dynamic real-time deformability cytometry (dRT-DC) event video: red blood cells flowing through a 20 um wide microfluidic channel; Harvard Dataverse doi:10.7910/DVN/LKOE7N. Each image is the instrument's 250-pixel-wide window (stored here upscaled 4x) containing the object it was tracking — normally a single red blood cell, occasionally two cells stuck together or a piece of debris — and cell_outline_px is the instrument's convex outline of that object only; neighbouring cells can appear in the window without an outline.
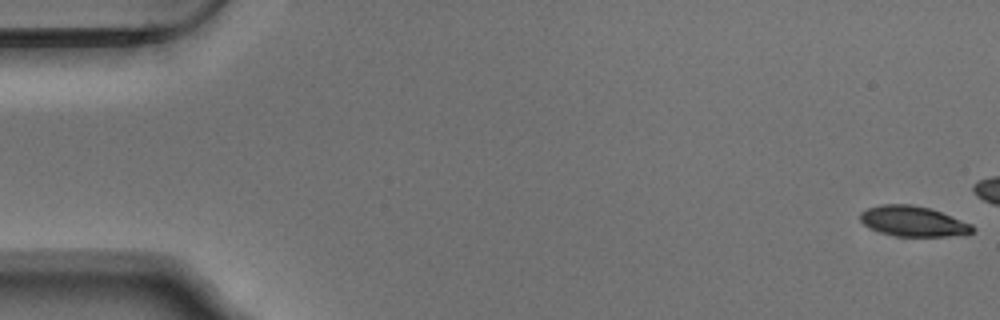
{"species": "Egyptian fruit bat (a non-hibernating species)", "species_latin": "Rousettus aegyptiacus", "temperature_condition": "warm", "stored_images_in_passage": 16, "camera_frame_rate_fps": 3000, "um_per_image_px": 0.085, "animal": {"sex": "male"}, "frame": {"image": 1, "passage_image": 1, "time_ms": 0.0, "image_size_px": [1000, 320], "cell_outline_px": [[976, 228], [972, 232], [948, 236], [896, 236], [880, 232], [864, 224], [860, 220], [860, 212], [868, 208], [880, 204], [912, 204], [932, 208], [972, 224]], "centroid_in_image_um": [77.62, 18.79], "position_along_channel_um": 7.4, "area_um2": 19.83}}